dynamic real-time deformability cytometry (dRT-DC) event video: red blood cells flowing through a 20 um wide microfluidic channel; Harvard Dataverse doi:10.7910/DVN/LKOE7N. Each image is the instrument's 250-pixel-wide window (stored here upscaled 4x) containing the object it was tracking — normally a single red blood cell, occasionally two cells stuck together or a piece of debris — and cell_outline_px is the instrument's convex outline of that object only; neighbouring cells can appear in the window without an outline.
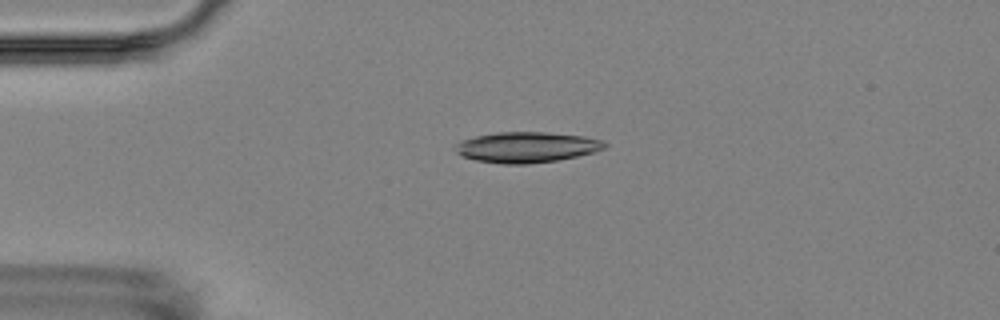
{"species": "Egyptian fruit bat (a non-hibernating species)", "species_latin": "Rousettus aegyptiacus", "temperature_condition": "room temperature", "stored_images_in_passage": 5, "camera_frame_rate_fps": 3000, "um_per_image_px": 0.085, "animal": {"sex": "female"}, "frame": {"image": 1, "passage_image": 4, "time_ms": 3.667, "image_size_px": [1000, 320], "cell_outline_px": [[608, 144], [604, 148], [592, 152], [576, 156], [556, 160], [528, 164], [500, 164], [476, 160], [460, 156], [452, 148], [452, 144], [460, 140], [476, 136], [496, 132], [544, 132], [584, 136], [604, 140]], "centroid_in_image_um": [44.69, 12.51], "position_along_channel_um": 40.3, "area_um2": 26.88}}